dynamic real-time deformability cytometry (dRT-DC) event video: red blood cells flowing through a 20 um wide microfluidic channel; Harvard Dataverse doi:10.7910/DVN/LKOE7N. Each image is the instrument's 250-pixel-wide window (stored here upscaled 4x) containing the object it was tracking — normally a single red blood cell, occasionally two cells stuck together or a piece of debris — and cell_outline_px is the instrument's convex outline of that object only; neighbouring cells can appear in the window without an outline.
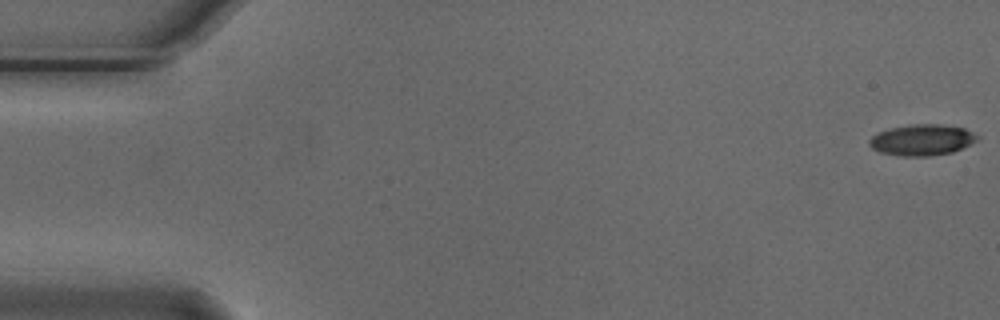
{"species": "Egyptian fruit bat (a non-hibernating species)", "species_latin": "Rousettus aegyptiacus", "temperature_condition": "cold", "stored_images_in_passage": 6, "camera_frame_rate_fps": 3000, "um_per_image_px": 0.085, "animal": {"sex": "male"}, "frame": {"image": 1, "passage_image": 1, "time_ms": 0.0, "image_size_px": [1000, 320], "cell_outline_px": [[980, 136], [976, 140], [952, 152], [928, 156], [900, 156], [880, 152], [872, 148], [868, 144], [868, 140], [872, 136], [880, 132], [892, 128], [912, 124], [940, 124], [964, 128]], "centroid_in_image_um": [78.34, 11.89], "position_along_channel_um": 6.7, "area_um2": 19.31}}